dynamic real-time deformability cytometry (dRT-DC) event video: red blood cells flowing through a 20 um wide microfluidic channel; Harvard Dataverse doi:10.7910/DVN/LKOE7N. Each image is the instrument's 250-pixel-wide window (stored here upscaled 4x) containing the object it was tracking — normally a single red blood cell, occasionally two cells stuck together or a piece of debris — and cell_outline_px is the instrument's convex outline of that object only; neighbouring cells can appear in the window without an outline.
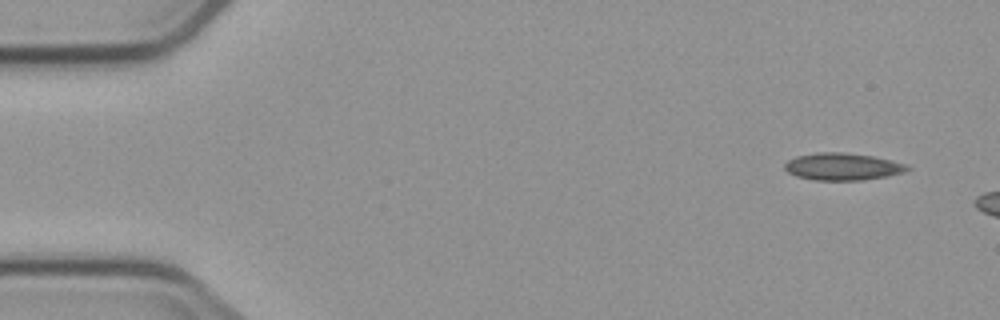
{"species": "common noctule bat (a hibernating species)", "species_latin": "Nyctalus noctula", "temperature_condition": "cold", "stored_images_in_passage": 3, "camera_frame_rate_fps": 3000, "um_per_image_px": 0.085, "animal": {"sex": "male", "body_mass_g": 23.1, "forearm_length_mm": 52.7}, "frame": {"image": 1, "passage_image": 1, "time_ms": 0.0, "image_size_px": [1000, 320], "cell_outline_px": [[912, 168], [904, 172], [888, 176], [864, 180], [816, 180], [796, 176], [788, 172], [784, 168], [784, 164], [788, 160], [796, 156], [816, 152], [844, 152], [872, 156], [892, 160], [908, 164]], "centroid_in_image_um": [71.64, 14.16], "position_along_channel_um": 13.4, "area_um2": 19.59}}